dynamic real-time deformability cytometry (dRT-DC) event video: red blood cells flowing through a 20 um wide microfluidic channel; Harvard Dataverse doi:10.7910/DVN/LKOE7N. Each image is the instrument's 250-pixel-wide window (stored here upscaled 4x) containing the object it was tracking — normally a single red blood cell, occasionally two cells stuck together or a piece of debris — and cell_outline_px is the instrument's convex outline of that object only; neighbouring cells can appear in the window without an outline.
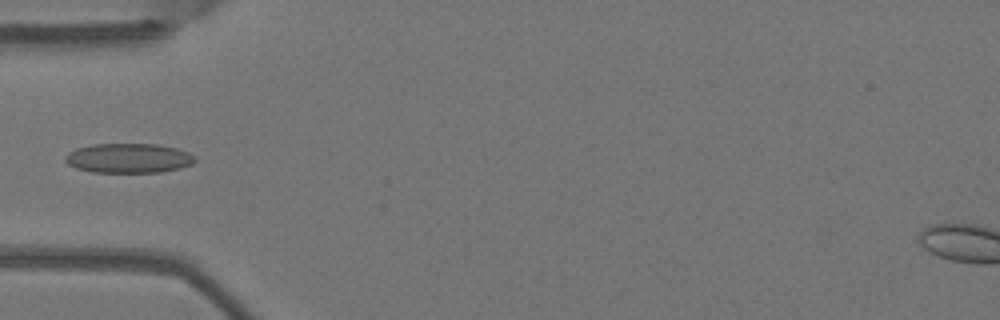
{"species": "Egyptian fruit bat (a non-hibernating species)", "species_latin": "Rousettus aegyptiacus", "temperature_condition": "warm", "stored_images_in_passage": 5, "camera_frame_rate_fps": 3000, "um_per_image_px": 0.085, "animal": {"sex": "female"}, "frame": {"image": 1, "passage_image": 4, "time_ms": 1.0, "image_size_px": [1000, 320], "cell_outline_px": [[196, 160], [192, 164], [180, 168], [160, 172], [92, 172], [76, 168], [68, 164], [64, 160], [64, 156], [68, 152], [76, 148], [92, 144], [156, 144], [176, 148], [188, 152], [196, 156]], "centroid_in_image_um": [10.92, 13.44], "position_along_channel_um": 74.1, "area_um2": 22.48}}
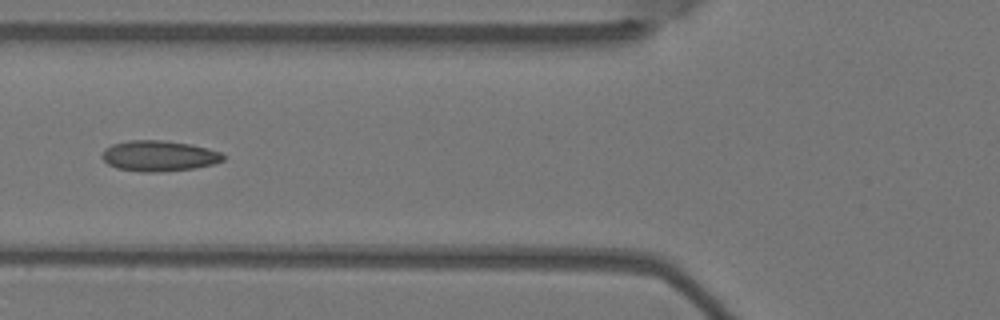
{"frame": {"image": 2, "passage_image": 5, "time_ms": 1.333, "image_size_px": [1000, 320], "cell_outline_px": [[224, 160], [212, 164], [192, 168], [156, 172], [140, 172], [116, 168], [108, 164], [100, 156], [104, 148], [112, 144], [128, 140], [164, 140], [192, 144], [208, 148], [220, 152], [224, 156]], "centroid_in_image_um": [13.47, 13.24], "position_along_channel_um": 112.3, "area_um2": 21.73}}